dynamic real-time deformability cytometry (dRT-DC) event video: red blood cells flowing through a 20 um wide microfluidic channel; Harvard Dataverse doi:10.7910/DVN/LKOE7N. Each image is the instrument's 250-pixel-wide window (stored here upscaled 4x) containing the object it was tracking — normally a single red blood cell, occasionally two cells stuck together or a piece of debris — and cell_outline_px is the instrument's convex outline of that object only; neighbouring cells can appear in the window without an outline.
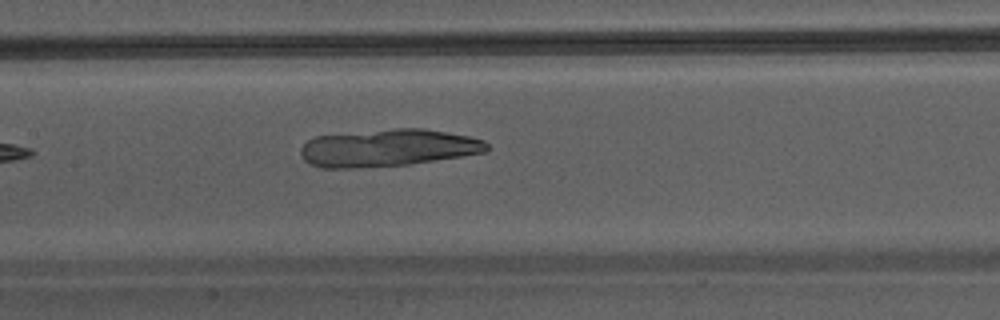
{"species": "Egyptian fruit bat (a non-hibernating species)", "species_latin": "Rousettus aegyptiacus", "temperature_condition": "warm", "stored_images_in_passage": 7, "camera_frame_rate_fps": 3000, "um_per_image_px": 0.085, "animal": {"sex": "male"}, "frame": {"image": 1, "passage_image": 7, "time_ms": 7.0, "image_size_px": [1000, 320], "cell_outline_px": [[488, 148], [484, 152], [460, 156], [408, 164], [356, 168], [320, 168], [308, 164], [304, 160], [300, 152], [300, 148], [308, 140], [316, 136], [392, 128], [424, 128], [468, 136], [484, 140], [488, 144]], "centroid_in_image_um": [32.92, 12.57], "position_along_channel_um": 174.5, "area_um2": 40.4}}